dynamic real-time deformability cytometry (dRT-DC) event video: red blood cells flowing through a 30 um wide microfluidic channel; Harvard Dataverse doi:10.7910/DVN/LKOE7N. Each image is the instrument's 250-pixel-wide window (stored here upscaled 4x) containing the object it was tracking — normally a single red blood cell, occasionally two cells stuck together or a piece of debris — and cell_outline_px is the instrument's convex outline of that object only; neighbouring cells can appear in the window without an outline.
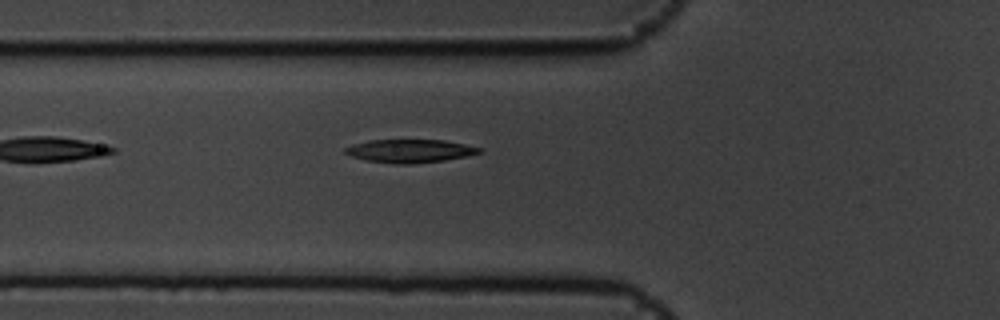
{"species": "common noctule bat (a hibernating species)", "species_latin": "Nyctalus noctula", "temperature_condition": "cold", "stored_images_in_passage": 2, "camera_frame_rate_fps": 3000, "um_per_image_px": 0.085, "animal": {"sex": "male", "body_mass_g": 19.5, "forearm_length_mm": 54.6}, "frame": {"image": 1, "passage_image": 2, "time_ms": 0.333, "image_size_px": [1000, 320], "cell_outline_px": [[480, 152], [468, 156], [444, 160], [412, 164], [396, 164], [368, 160], [352, 156], [344, 152], [344, 148], [352, 144], [368, 140], [444, 140], [464, 144], [480, 148]], "centroid_in_image_um": [34.81, 12.83], "position_along_channel_um": 91.0, "area_um2": 17.98}}